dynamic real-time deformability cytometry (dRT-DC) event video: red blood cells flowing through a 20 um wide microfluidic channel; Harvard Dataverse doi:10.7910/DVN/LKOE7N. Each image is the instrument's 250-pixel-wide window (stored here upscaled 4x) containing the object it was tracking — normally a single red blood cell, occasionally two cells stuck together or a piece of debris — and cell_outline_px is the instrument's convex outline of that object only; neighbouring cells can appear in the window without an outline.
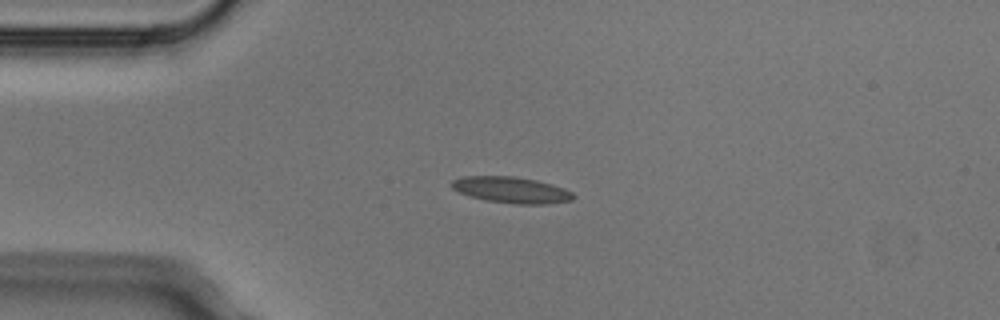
{"species": "Egyptian fruit bat (a non-hibernating species)", "species_latin": "Rousettus aegyptiacus", "temperature_condition": "cold", "stored_images_in_passage": 6, "camera_frame_rate_fps": 3000, "um_per_image_px": 0.085, "animal": {"sex": "male"}, "frame": {"image": 1, "passage_image": 3, "time_ms": 0.667, "image_size_px": [1000, 320], "cell_outline_px": [[576, 196], [572, 200], [548, 204], [516, 204], [488, 200], [472, 196], [460, 192], [452, 188], [452, 180], [464, 176], [512, 176], [536, 180], [552, 184], [564, 188], [572, 192]], "centroid_in_image_um": [43.52, 16.14], "position_along_channel_um": 41.5, "area_um2": 18.38}}
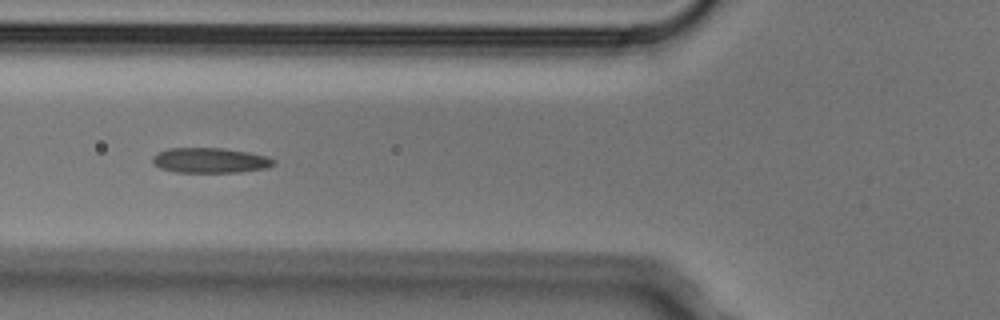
{"frame": {"image": 2, "passage_image": 5, "time_ms": 1.333, "image_size_px": [1000, 320], "cell_outline_px": [[276, 160], [268, 168], [240, 172], [176, 172], [160, 168], [152, 160], [152, 156], [156, 152], [168, 148], [224, 148], [248, 152], [268, 156]], "centroid_in_image_um": [17.86, 13.62], "position_along_channel_um": 107.9, "area_um2": 17.8}}
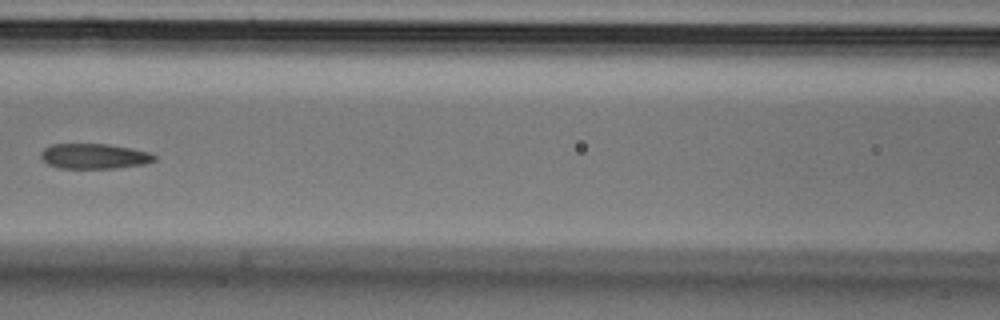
{"frame": {"image": 3, "passage_image": 6, "time_ms": 1.667, "image_size_px": [1000, 320], "cell_outline_px": [[156, 160], [144, 164], [116, 168], [60, 168], [48, 164], [40, 156], [40, 152], [44, 148], [52, 144], [108, 144], [148, 152], [156, 156]], "centroid_in_image_um": [7.99, 13.28], "position_along_channel_um": 158.6, "area_um2": 16.53}}